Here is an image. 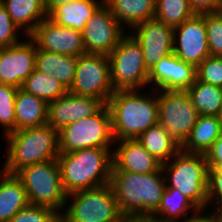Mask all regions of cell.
Instances as JSON below:
<instances>
[{
  "instance_id": "6da1fadb",
  "label": "cell",
  "mask_w": 222,
  "mask_h": 222,
  "mask_svg": "<svg viewBox=\"0 0 222 222\" xmlns=\"http://www.w3.org/2000/svg\"><path fill=\"white\" fill-rule=\"evenodd\" d=\"M148 89L114 91L107 101L115 141L136 139L158 123V90Z\"/></svg>"
},
{
  "instance_id": "7a4b0ae2",
  "label": "cell",
  "mask_w": 222,
  "mask_h": 222,
  "mask_svg": "<svg viewBox=\"0 0 222 222\" xmlns=\"http://www.w3.org/2000/svg\"><path fill=\"white\" fill-rule=\"evenodd\" d=\"M109 185L121 214L130 219L151 216L158 209L166 189L162 169L145 174L111 171Z\"/></svg>"
},
{
  "instance_id": "3957f363",
  "label": "cell",
  "mask_w": 222,
  "mask_h": 222,
  "mask_svg": "<svg viewBox=\"0 0 222 222\" xmlns=\"http://www.w3.org/2000/svg\"><path fill=\"white\" fill-rule=\"evenodd\" d=\"M2 138L6 158L0 169L9 174H16L26 166L57 160L60 154L58 130L48 124L16 130Z\"/></svg>"
},
{
  "instance_id": "277c9868",
  "label": "cell",
  "mask_w": 222,
  "mask_h": 222,
  "mask_svg": "<svg viewBox=\"0 0 222 222\" xmlns=\"http://www.w3.org/2000/svg\"><path fill=\"white\" fill-rule=\"evenodd\" d=\"M113 148H88L59 154L57 162L67 195L110 183Z\"/></svg>"
},
{
  "instance_id": "5b68a950",
  "label": "cell",
  "mask_w": 222,
  "mask_h": 222,
  "mask_svg": "<svg viewBox=\"0 0 222 222\" xmlns=\"http://www.w3.org/2000/svg\"><path fill=\"white\" fill-rule=\"evenodd\" d=\"M166 188H175L199 209L208 208V171L205 155L180 150L162 164Z\"/></svg>"
},
{
  "instance_id": "8992f818",
  "label": "cell",
  "mask_w": 222,
  "mask_h": 222,
  "mask_svg": "<svg viewBox=\"0 0 222 222\" xmlns=\"http://www.w3.org/2000/svg\"><path fill=\"white\" fill-rule=\"evenodd\" d=\"M123 217L111 186L67 195L60 222H115Z\"/></svg>"
},
{
  "instance_id": "52a82bcc",
  "label": "cell",
  "mask_w": 222,
  "mask_h": 222,
  "mask_svg": "<svg viewBox=\"0 0 222 222\" xmlns=\"http://www.w3.org/2000/svg\"><path fill=\"white\" fill-rule=\"evenodd\" d=\"M108 58L114 91L148 88L149 70L144 63L142 47L130 32L122 37Z\"/></svg>"
},
{
  "instance_id": "ba28073f",
  "label": "cell",
  "mask_w": 222,
  "mask_h": 222,
  "mask_svg": "<svg viewBox=\"0 0 222 222\" xmlns=\"http://www.w3.org/2000/svg\"><path fill=\"white\" fill-rule=\"evenodd\" d=\"M59 153L88 148H113L111 115L105 104L91 117L70 123L58 130Z\"/></svg>"
},
{
  "instance_id": "9c48e42d",
  "label": "cell",
  "mask_w": 222,
  "mask_h": 222,
  "mask_svg": "<svg viewBox=\"0 0 222 222\" xmlns=\"http://www.w3.org/2000/svg\"><path fill=\"white\" fill-rule=\"evenodd\" d=\"M23 183L29 203L47 206L61 213L65 192L57 160L26 166L15 174Z\"/></svg>"
},
{
  "instance_id": "30bf717a",
  "label": "cell",
  "mask_w": 222,
  "mask_h": 222,
  "mask_svg": "<svg viewBox=\"0 0 222 222\" xmlns=\"http://www.w3.org/2000/svg\"><path fill=\"white\" fill-rule=\"evenodd\" d=\"M199 116L187 91L158 90V123L180 147Z\"/></svg>"
},
{
  "instance_id": "8fae6325",
  "label": "cell",
  "mask_w": 222,
  "mask_h": 222,
  "mask_svg": "<svg viewBox=\"0 0 222 222\" xmlns=\"http://www.w3.org/2000/svg\"><path fill=\"white\" fill-rule=\"evenodd\" d=\"M68 92L98 98L107 104L114 92L108 55L85 53L78 56L74 82Z\"/></svg>"
},
{
  "instance_id": "7c38bea8",
  "label": "cell",
  "mask_w": 222,
  "mask_h": 222,
  "mask_svg": "<svg viewBox=\"0 0 222 222\" xmlns=\"http://www.w3.org/2000/svg\"><path fill=\"white\" fill-rule=\"evenodd\" d=\"M126 31L103 3L86 22L82 31L86 53L109 55Z\"/></svg>"
},
{
  "instance_id": "4fadbf2b",
  "label": "cell",
  "mask_w": 222,
  "mask_h": 222,
  "mask_svg": "<svg viewBox=\"0 0 222 222\" xmlns=\"http://www.w3.org/2000/svg\"><path fill=\"white\" fill-rule=\"evenodd\" d=\"M173 53L195 67L210 56L204 14H195L174 28Z\"/></svg>"
},
{
  "instance_id": "5bb4252c",
  "label": "cell",
  "mask_w": 222,
  "mask_h": 222,
  "mask_svg": "<svg viewBox=\"0 0 222 222\" xmlns=\"http://www.w3.org/2000/svg\"><path fill=\"white\" fill-rule=\"evenodd\" d=\"M140 43L144 63L150 71L163 57L173 52L174 28L156 18L128 30Z\"/></svg>"
},
{
  "instance_id": "9a60e30c",
  "label": "cell",
  "mask_w": 222,
  "mask_h": 222,
  "mask_svg": "<svg viewBox=\"0 0 222 222\" xmlns=\"http://www.w3.org/2000/svg\"><path fill=\"white\" fill-rule=\"evenodd\" d=\"M29 37L43 51L77 57L86 53L81 31L59 26L48 17L37 25Z\"/></svg>"
},
{
  "instance_id": "2e32d148",
  "label": "cell",
  "mask_w": 222,
  "mask_h": 222,
  "mask_svg": "<svg viewBox=\"0 0 222 222\" xmlns=\"http://www.w3.org/2000/svg\"><path fill=\"white\" fill-rule=\"evenodd\" d=\"M36 51V44L29 36L10 47L1 48L0 83L21 88L35 70Z\"/></svg>"
},
{
  "instance_id": "e0dca14e",
  "label": "cell",
  "mask_w": 222,
  "mask_h": 222,
  "mask_svg": "<svg viewBox=\"0 0 222 222\" xmlns=\"http://www.w3.org/2000/svg\"><path fill=\"white\" fill-rule=\"evenodd\" d=\"M196 67L173 52L163 57L150 71L148 87L154 90L186 91L196 81Z\"/></svg>"
},
{
  "instance_id": "ac0fdd59",
  "label": "cell",
  "mask_w": 222,
  "mask_h": 222,
  "mask_svg": "<svg viewBox=\"0 0 222 222\" xmlns=\"http://www.w3.org/2000/svg\"><path fill=\"white\" fill-rule=\"evenodd\" d=\"M105 104L98 98L67 92L48 103V121L54 129L60 130L67 124L96 114Z\"/></svg>"
},
{
  "instance_id": "d6986e66",
  "label": "cell",
  "mask_w": 222,
  "mask_h": 222,
  "mask_svg": "<svg viewBox=\"0 0 222 222\" xmlns=\"http://www.w3.org/2000/svg\"><path fill=\"white\" fill-rule=\"evenodd\" d=\"M112 161V171L145 174L162 169V163L153 157L137 139L115 141L112 150Z\"/></svg>"
},
{
  "instance_id": "ffe728a7",
  "label": "cell",
  "mask_w": 222,
  "mask_h": 222,
  "mask_svg": "<svg viewBox=\"0 0 222 222\" xmlns=\"http://www.w3.org/2000/svg\"><path fill=\"white\" fill-rule=\"evenodd\" d=\"M16 130L40 127L48 121V103L22 88L15 97Z\"/></svg>"
},
{
  "instance_id": "44dd1931",
  "label": "cell",
  "mask_w": 222,
  "mask_h": 222,
  "mask_svg": "<svg viewBox=\"0 0 222 222\" xmlns=\"http://www.w3.org/2000/svg\"><path fill=\"white\" fill-rule=\"evenodd\" d=\"M77 56L57 54L37 48L35 70L55 77L67 90L74 82Z\"/></svg>"
},
{
  "instance_id": "7402d4cb",
  "label": "cell",
  "mask_w": 222,
  "mask_h": 222,
  "mask_svg": "<svg viewBox=\"0 0 222 222\" xmlns=\"http://www.w3.org/2000/svg\"><path fill=\"white\" fill-rule=\"evenodd\" d=\"M103 3L104 0H74L57 6L48 18L59 26L82 32L86 22Z\"/></svg>"
},
{
  "instance_id": "603a6c76",
  "label": "cell",
  "mask_w": 222,
  "mask_h": 222,
  "mask_svg": "<svg viewBox=\"0 0 222 222\" xmlns=\"http://www.w3.org/2000/svg\"><path fill=\"white\" fill-rule=\"evenodd\" d=\"M29 204L21 180L15 174L0 169V222H9Z\"/></svg>"
},
{
  "instance_id": "cb8c5ba5",
  "label": "cell",
  "mask_w": 222,
  "mask_h": 222,
  "mask_svg": "<svg viewBox=\"0 0 222 222\" xmlns=\"http://www.w3.org/2000/svg\"><path fill=\"white\" fill-rule=\"evenodd\" d=\"M104 4L127 32L155 15L156 0H104Z\"/></svg>"
},
{
  "instance_id": "d4e9b609",
  "label": "cell",
  "mask_w": 222,
  "mask_h": 222,
  "mask_svg": "<svg viewBox=\"0 0 222 222\" xmlns=\"http://www.w3.org/2000/svg\"><path fill=\"white\" fill-rule=\"evenodd\" d=\"M12 21L26 36L48 17L44 0H0Z\"/></svg>"
},
{
  "instance_id": "484cf974",
  "label": "cell",
  "mask_w": 222,
  "mask_h": 222,
  "mask_svg": "<svg viewBox=\"0 0 222 222\" xmlns=\"http://www.w3.org/2000/svg\"><path fill=\"white\" fill-rule=\"evenodd\" d=\"M221 134L218 116L200 115L181 150L205 154Z\"/></svg>"
},
{
  "instance_id": "4316f807",
  "label": "cell",
  "mask_w": 222,
  "mask_h": 222,
  "mask_svg": "<svg viewBox=\"0 0 222 222\" xmlns=\"http://www.w3.org/2000/svg\"><path fill=\"white\" fill-rule=\"evenodd\" d=\"M199 208L175 188H166L158 209L151 215L164 222H183Z\"/></svg>"
},
{
  "instance_id": "83f0119b",
  "label": "cell",
  "mask_w": 222,
  "mask_h": 222,
  "mask_svg": "<svg viewBox=\"0 0 222 222\" xmlns=\"http://www.w3.org/2000/svg\"><path fill=\"white\" fill-rule=\"evenodd\" d=\"M136 139L162 164L170 161L181 150V147L171 139L159 123L150 126Z\"/></svg>"
},
{
  "instance_id": "f1b7e54d",
  "label": "cell",
  "mask_w": 222,
  "mask_h": 222,
  "mask_svg": "<svg viewBox=\"0 0 222 222\" xmlns=\"http://www.w3.org/2000/svg\"><path fill=\"white\" fill-rule=\"evenodd\" d=\"M199 115L219 116L222 110V87L196 81L186 90Z\"/></svg>"
},
{
  "instance_id": "f546056e",
  "label": "cell",
  "mask_w": 222,
  "mask_h": 222,
  "mask_svg": "<svg viewBox=\"0 0 222 222\" xmlns=\"http://www.w3.org/2000/svg\"><path fill=\"white\" fill-rule=\"evenodd\" d=\"M26 92L31 93L47 103L52 102L65 95L68 90L55 78L45 73L34 70L24 81L22 87Z\"/></svg>"
},
{
  "instance_id": "4dcf8cb0",
  "label": "cell",
  "mask_w": 222,
  "mask_h": 222,
  "mask_svg": "<svg viewBox=\"0 0 222 222\" xmlns=\"http://www.w3.org/2000/svg\"><path fill=\"white\" fill-rule=\"evenodd\" d=\"M189 0H156L154 18L176 28L194 16Z\"/></svg>"
},
{
  "instance_id": "1f68e13d",
  "label": "cell",
  "mask_w": 222,
  "mask_h": 222,
  "mask_svg": "<svg viewBox=\"0 0 222 222\" xmlns=\"http://www.w3.org/2000/svg\"><path fill=\"white\" fill-rule=\"evenodd\" d=\"M18 88L0 83V127L2 137L16 131L15 97Z\"/></svg>"
},
{
  "instance_id": "d6a6232c",
  "label": "cell",
  "mask_w": 222,
  "mask_h": 222,
  "mask_svg": "<svg viewBox=\"0 0 222 222\" xmlns=\"http://www.w3.org/2000/svg\"><path fill=\"white\" fill-rule=\"evenodd\" d=\"M210 55L222 56V10L204 14Z\"/></svg>"
},
{
  "instance_id": "836d02e7",
  "label": "cell",
  "mask_w": 222,
  "mask_h": 222,
  "mask_svg": "<svg viewBox=\"0 0 222 222\" xmlns=\"http://www.w3.org/2000/svg\"><path fill=\"white\" fill-rule=\"evenodd\" d=\"M9 222H60V213L47 206L29 204Z\"/></svg>"
},
{
  "instance_id": "e575fe53",
  "label": "cell",
  "mask_w": 222,
  "mask_h": 222,
  "mask_svg": "<svg viewBox=\"0 0 222 222\" xmlns=\"http://www.w3.org/2000/svg\"><path fill=\"white\" fill-rule=\"evenodd\" d=\"M199 81L222 87V56L210 55L196 67Z\"/></svg>"
},
{
  "instance_id": "d590c367",
  "label": "cell",
  "mask_w": 222,
  "mask_h": 222,
  "mask_svg": "<svg viewBox=\"0 0 222 222\" xmlns=\"http://www.w3.org/2000/svg\"><path fill=\"white\" fill-rule=\"evenodd\" d=\"M19 31L23 33L12 21L3 3L0 1V48L10 47L26 38V35L21 34Z\"/></svg>"
},
{
  "instance_id": "8d00e7d4",
  "label": "cell",
  "mask_w": 222,
  "mask_h": 222,
  "mask_svg": "<svg viewBox=\"0 0 222 222\" xmlns=\"http://www.w3.org/2000/svg\"><path fill=\"white\" fill-rule=\"evenodd\" d=\"M222 204V170L209 168L208 171V208Z\"/></svg>"
},
{
  "instance_id": "74e56055",
  "label": "cell",
  "mask_w": 222,
  "mask_h": 222,
  "mask_svg": "<svg viewBox=\"0 0 222 222\" xmlns=\"http://www.w3.org/2000/svg\"><path fill=\"white\" fill-rule=\"evenodd\" d=\"M194 14H207L222 10V0H189Z\"/></svg>"
},
{
  "instance_id": "f35d334b",
  "label": "cell",
  "mask_w": 222,
  "mask_h": 222,
  "mask_svg": "<svg viewBox=\"0 0 222 222\" xmlns=\"http://www.w3.org/2000/svg\"><path fill=\"white\" fill-rule=\"evenodd\" d=\"M204 155L209 168H216L222 163V134Z\"/></svg>"
},
{
  "instance_id": "ab89813d",
  "label": "cell",
  "mask_w": 222,
  "mask_h": 222,
  "mask_svg": "<svg viewBox=\"0 0 222 222\" xmlns=\"http://www.w3.org/2000/svg\"><path fill=\"white\" fill-rule=\"evenodd\" d=\"M183 222H218V219L213 210H209V208H207L198 209L195 213L191 214Z\"/></svg>"
},
{
  "instance_id": "60d3db41",
  "label": "cell",
  "mask_w": 222,
  "mask_h": 222,
  "mask_svg": "<svg viewBox=\"0 0 222 222\" xmlns=\"http://www.w3.org/2000/svg\"><path fill=\"white\" fill-rule=\"evenodd\" d=\"M74 0H44L45 11L49 15L57 6L71 3Z\"/></svg>"
},
{
  "instance_id": "b9f144b4",
  "label": "cell",
  "mask_w": 222,
  "mask_h": 222,
  "mask_svg": "<svg viewBox=\"0 0 222 222\" xmlns=\"http://www.w3.org/2000/svg\"><path fill=\"white\" fill-rule=\"evenodd\" d=\"M129 222H164V221H160L156 218H153L151 216H147V217H135V218H131L129 220Z\"/></svg>"
},
{
  "instance_id": "7bdbcfd3",
  "label": "cell",
  "mask_w": 222,
  "mask_h": 222,
  "mask_svg": "<svg viewBox=\"0 0 222 222\" xmlns=\"http://www.w3.org/2000/svg\"><path fill=\"white\" fill-rule=\"evenodd\" d=\"M212 210L216 214L218 222H222V204L213 207Z\"/></svg>"
},
{
  "instance_id": "ee69618b",
  "label": "cell",
  "mask_w": 222,
  "mask_h": 222,
  "mask_svg": "<svg viewBox=\"0 0 222 222\" xmlns=\"http://www.w3.org/2000/svg\"><path fill=\"white\" fill-rule=\"evenodd\" d=\"M130 218L123 216L120 220L115 222H129Z\"/></svg>"
},
{
  "instance_id": "f6af8a7d",
  "label": "cell",
  "mask_w": 222,
  "mask_h": 222,
  "mask_svg": "<svg viewBox=\"0 0 222 222\" xmlns=\"http://www.w3.org/2000/svg\"><path fill=\"white\" fill-rule=\"evenodd\" d=\"M219 121H220V125H221V132H222V110L219 113Z\"/></svg>"
},
{
  "instance_id": "bcb514c9",
  "label": "cell",
  "mask_w": 222,
  "mask_h": 222,
  "mask_svg": "<svg viewBox=\"0 0 222 222\" xmlns=\"http://www.w3.org/2000/svg\"><path fill=\"white\" fill-rule=\"evenodd\" d=\"M217 168L221 169L222 170V163H220Z\"/></svg>"
}]
</instances>
